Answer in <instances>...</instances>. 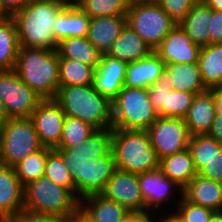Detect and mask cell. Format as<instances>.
Instances as JSON below:
<instances>
[{
    "label": "cell",
    "instance_id": "obj_1",
    "mask_svg": "<svg viewBox=\"0 0 222 222\" xmlns=\"http://www.w3.org/2000/svg\"><path fill=\"white\" fill-rule=\"evenodd\" d=\"M69 3L62 0H30L12 18L17 27L19 46L56 50L53 35L57 15Z\"/></svg>",
    "mask_w": 222,
    "mask_h": 222
},
{
    "label": "cell",
    "instance_id": "obj_2",
    "mask_svg": "<svg viewBox=\"0 0 222 222\" xmlns=\"http://www.w3.org/2000/svg\"><path fill=\"white\" fill-rule=\"evenodd\" d=\"M14 71L43 99H55L60 86L56 50L19 46Z\"/></svg>",
    "mask_w": 222,
    "mask_h": 222
},
{
    "label": "cell",
    "instance_id": "obj_3",
    "mask_svg": "<svg viewBox=\"0 0 222 222\" xmlns=\"http://www.w3.org/2000/svg\"><path fill=\"white\" fill-rule=\"evenodd\" d=\"M55 100L65 116L78 118L96 130L113 127L112 102L92 85L59 86Z\"/></svg>",
    "mask_w": 222,
    "mask_h": 222
},
{
    "label": "cell",
    "instance_id": "obj_4",
    "mask_svg": "<svg viewBox=\"0 0 222 222\" xmlns=\"http://www.w3.org/2000/svg\"><path fill=\"white\" fill-rule=\"evenodd\" d=\"M54 150L67 164L71 180L75 185V195L80 200L89 195L100 194L116 169L113 156L90 160L76 145L57 146Z\"/></svg>",
    "mask_w": 222,
    "mask_h": 222
},
{
    "label": "cell",
    "instance_id": "obj_5",
    "mask_svg": "<svg viewBox=\"0 0 222 222\" xmlns=\"http://www.w3.org/2000/svg\"><path fill=\"white\" fill-rule=\"evenodd\" d=\"M115 168L134 173L159 169V162L146 130L112 129V149Z\"/></svg>",
    "mask_w": 222,
    "mask_h": 222
},
{
    "label": "cell",
    "instance_id": "obj_6",
    "mask_svg": "<svg viewBox=\"0 0 222 222\" xmlns=\"http://www.w3.org/2000/svg\"><path fill=\"white\" fill-rule=\"evenodd\" d=\"M80 209V199L68 188L42 176L24 186V210L68 220Z\"/></svg>",
    "mask_w": 222,
    "mask_h": 222
},
{
    "label": "cell",
    "instance_id": "obj_7",
    "mask_svg": "<svg viewBox=\"0 0 222 222\" xmlns=\"http://www.w3.org/2000/svg\"><path fill=\"white\" fill-rule=\"evenodd\" d=\"M158 117L148 88L124 86L112 101V129L147 130Z\"/></svg>",
    "mask_w": 222,
    "mask_h": 222
},
{
    "label": "cell",
    "instance_id": "obj_8",
    "mask_svg": "<svg viewBox=\"0 0 222 222\" xmlns=\"http://www.w3.org/2000/svg\"><path fill=\"white\" fill-rule=\"evenodd\" d=\"M126 18L152 51L178 24L154 0H132Z\"/></svg>",
    "mask_w": 222,
    "mask_h": 222
},
{
    "label": "cell",
    "instance_id": "obj_9",
    "mask_svg": "<svg viewBox=\"0 0 222 222\" xmlns=\"http://www.w3.org/2000/svg\"><path fill=\"white\" fill-rule=\"evenodd\" d=\"M2 154L0 164L14 167L28 155L39 151L40 144L31 118H9L1 127Z\"/></svg>",
    "mask_w": 222,
    "mask_h": 222
},
{
    "label": "cell",
    "instance_id": "obj_10",
    "mask_svg": "<svg viewBox=\"0 0 222 222\" xmlns=\"http://www.w3.org/2000/svg\"><path fill=\"white\" fill-rule=\"evenodd\" d=\"M0 98L9 118H29L43 100L14 70L0 71Z\"/></svg>",
    "mask_w": 222,
    "mask_h": 222
},
{
    "label": "cell",
    "instance_id": "obj_11",
    "mask_svg": "<svg viewBox=\"0 0 222 222\" xmlns=\"http://www.w3.org/2000/svg\"><path fill=\"white\" fill-rule=\"evenodd\" d=\"M146 131L159 160L188 148L191 135L184 118L159 116Z\"/></svg>",
    "mask_w": 222,
    "mask_h": 222
},
{
    "label": "cell",
    "instance_id": "obj_12",
    "mask_svg": "<svg viewBox=\"0 0 222 222\" xmlns=\"http://www.w3.org/2000/svg\"><path fill=\"white\" fill-rule=\"evenodd\" d=\"M40 144L56 148L62 136L65 114L55 99H43L31 115Z\"/></svg>",
    "mask_w": 222,
    "mask_h": 222
},
{
    "label": "cell",
    "instance_id": "obj_13",
    "mask_svg": "<svg viewBox=\"0 0 222 222\" xmlns=\"http://www.w3.org/2000/svg\"><path fill=\"white\" fill-rule=\"evenodd\" d=\"M100 194L117 202L129 212L144 211V200L139 188L138 174L115 169Z\"/></svg>",
    "mask_w": 222,
    "mask_h": 222
},
{
    "label": "cell",
    "instance_id": "obj_14",
    "mask_svg": "<svg viewBox=\"0 0 222 222\" xmlns=\"http://www.w3.org/2000/svg\"><path fill=\"white\" fill-rule=\"evenodd\" d=\"M138 183L144 200V210L159 209L163 203L168 204L173 197V191L176 192L177 189V193L183 195L182 188L166 177L160 169L139 173Z\"/></svg>",
    "mask_w": 222,
    "mask_h": 222
},
{
    "label": "cell",
    "instance_id": "obj_15",
    "mask_svg": "<svg viewBox=\"0 0 222 222\" xmlns=\"http://www.w3.org/2000/svg\"><path fill=\"white\" fill-rule=\"evenodd\" d=\"M200 49L177 24L154 52L165 64L198 63Z\"/></svg>",
    "mask_w": 222,
    "mask_h": 222
},
{
    "label": "cell",
    "instance_id": "obj_16",
    "mask_svg": "<svg viewBox=\"0 0 222 222\" xmlns=\"http://www.w3.org/2000/svg\"><path fill=\"white\" fill-rule=\"evenodd\" d=\"M128 63L103 54L95 69L92 86L111 102L124 87Z\"/></svg>",
    "mask_w": 222,
    "mask_h": 222
},
{
    "label": "cell",
    "instance_id": "obj_17",
    "mask_svg": "<svg viewBox=\"0 0 222 222\" xmlns=\"http://www.w3.org/2000/svg\"><path fill=\"white\" fill-rule=\"evenodd\" d=\"M24 209V186L13 167L0 164V220L8 222Z\"/></svg>",
    "mask_w": 222,
    "mask_h": 222
},
{
    "label": "cell",
    "instance_id": "obj_18",
    "mask_svg": "<svg viewBox=\"0 0 222 222\" xmlns=\"http://www.w3.org/2000/svg\"><path fill=\"white\" fill-rule=\"evenodd\" d=\"M126 24V15L91 18L87 39L102 55L107 54Z\"/></svg>",
    "mask_w": 222,
    "mask_h": 222
},
{
    "label": "cell",
    "instance_id": "obj_19",
    "mask_svg": "<svg viewBox=\"0 0 222 222\" xmlns=\"http://www.w3.org/2000/svg\"><path fill=\"white\" fill-rule=\"evenodd\" d=\"M216 115L213 93L206 90L196 94L184 117L190 135L208 134Z\"/></svg>",
    "mask_w": 222,
    "mask_h": 222
},
{
    "label": "cell",
    "instance_id": "obj_20",
    "mask_svg": "<svg viewBox=\"0 0 222 222\" xmlns=\"http://www.w3.org/2000/svg\"><path fill=\"white\" fill-rule=\"evenodd\" d=\"M160 78L167 81L173 90L200 94L208 90L202 81L198 63L166 64Z\"/></svg>",
    "mask_w": 222,
    "mask_h": 222
},
{
    "label": "cell",
    "instance_id": "obj_21",
    "mask_svg": "<svg viewBox=\"0 0 222 222\" xmlns=\"http://www.w3.org/2000/svg\"><path fill=\"white\" fill-rule=\"evenodd\" d=\"M90 16L76 3L68 4L58 15L53 27V35L59 43L69 37H87Z\"/></svg>",
    "mask_w": 222,
    "mask_h": 222
},
{
    "label": "cell",
    "instance_id": "obj_22",
    "mask_svg": "<svg viewBox=\"0 0 222 222\" xmlns=\"http://www.w3.org/2000/svg\"><path fill=\"white\" fill-rule=\"evenodd\" d=\"M166 64L152 51L147 57L127 65L124 86L149 88L160 78Z\"/></svg>",
    "mask_w": 222,
    "mask_h": 222
},
{
    "label": "cell",
    "instance_id": "obj_23",
    "mask_svg": "<svg viewBox=\"0 0 222 222\" xmlns=\"http://www.w3.org/2000/svg\"><path fill=\"white\" fill-rule=\"evenodd\" d=\"M183 197L191 203L222 211V183L198 174L183 189Z\"/></svg>",
    "mask_w": 222,
    "mask_h": 222
},
{
    "label": "cell",
    "instance_id": "obj_24",
    "mask_svg": "<svg viewBox=\"0 0 222 222\" xmlns=\"http://www.w3.org/2000/svg\"><path fill=\"white\" fill-rule=\"evenodd\" d=\"M212 9L200 0L178 23L193 43L200 48L210 44L208 30Z\"/></svg>",
    "mask_w": 222,
    "mask_h": 222
},
{
    "label": "cell",
    "instance_id": "obj_25",
    "mask_svg": "<svg viewBox=\"0 0 222 222\" xmlns=\"http://www.w3.org/2000/svg\"><path fill=\"white\" fill-rule=\"evenodd\" d=\"M80 209L94 222H122L129 213L125 207L101 194L82 198Z\"/></svg>",
    "mask_w": 222,
    "mask_h": 222
},
{
    "label": "cell",
    "instance_id": "obj_26",
    "mask_svg": "<svg viewBox=\"0 0 222 222\" xmlns=\"http://www.w3.org/2000/svg\"><path fill=\"white\" fill-rule=\"evenodd\" d=\"M151 52L152 49L126 24L107 55L130 63L147 57Z\"/></svg>",
    "mask_w": 222,
    "mask_h": 222
},
{
    "label": "cell",
    "instance_id": "obj_27",
    "mask_svg": "<svg viewBox=\"0 0 222 222\" xmlns=\"http://www.w3.org/2000/svg\"><path fill=\"white\" fill-rule=\"evenodd\" d=\"M159 169L182 190L198 174L188 148L160 159Z\"/></svg>",
    "mask_w": 222,
    "mask_h": 222
},
{
    "label": "cell",
    "instance_id": "obj_28",
    "mask_svg": "<svg viewBox=\"0 0 222 222\" xmlns=\"http://www.w3.org/2000/svg\"><path fill=\"white\" fill-rule=\"evenodd\" d=\"M198 66L203 84L208 90L222 86V43L201 47Z\"/></svg>",
    "mask_w": 222,
    "mask_h": 222
},
{
    "label": "cell",
    "instance_id": "obj_29",
    "mask_svg": "<svg viewBox=\"0 0 222 222\" xmlns=\"http://www.w3.org/2000/svg\"><path fill=\"white\" fill-rule=\"evenodd\" d=\"M59 58H69L96 69L102 54L87 37H69L61 40L56 49Z\"/></svg>",
    "mask_w": 222,
    "mask_h": 222
},
{
    "label": "cell",
    "instance_id": "obj_30",
    "mask_svg": "<svg viewBox=\"0 0 222 222\" xmlns=\"http://www.w3.org/2000/svg\"><path fill=\"white\" fill-rule=\"evenodd\" d=\"M19 43L17 27L12 17L0 19V71L14 70Z\"/></svg>",
    "mask_w": 222,
    "mask_h": 222
},
{
    "label": "cell",
    "instance_id": "obj_31",
    "mask_svg": "<svg viewBox=\"0 0 222 222\" xmlns=\"http://www.w3.org/2000/svg\"><path fill=\"white\" fill-rule=\"evenodd\" d=\"M95 68L69 58H59L60 86L92 85Z\"/></svg>",
    "mask_w": 222,
    "mask_h": 222
},
{
    "label": "cell",
    "instance_id": "obj_32",
    "mask_svg": "<svg viewBox=\"0 0 222 222\" xmlns=\"http://www.w3.org/2000/svg\"><path fill=\"white\" fill-rule=\"evenodd\" d=\"M50 150L49 147H42L13 167L23 186L44 176L47 154Z\"/></svg>",
    "mask_w": 222,
    "mask_h": 222
},
{
    "label": "cell",
    "instance_id": "obj_33",
    "mask_svg": "<svg viewBox=\"0 0 222 222\" xmlns=\"http://www.w3.org/2000/svg\"><path fill=\"white\" fill-rule=\"evenodd\" d=\"M221 148L222 145L207 134L190 136L188 149L192 154L197 173Z\"/></svg>",
    "mask_w": 222,
    "mask_h": 222
},
{
    "label": "cell",
    "instance_id": "obj_34",
    "mask_svg": "<svg viewBox=\"0 0 222 222\" xmlns=\"http://www.w3.org/2000/svg\"><path fill=\"white\" fill-rule=\"evenodd\" d=\"M132 0H79L76 4L90 16L126 15Z\"/></svg>",
    "mask_w": 222,
    "mask_h": 222
},
{
    "label": "cell",
    "instance_id": "obj_35",
    "mask_svg": "<svg viewBox=\"0 0 222 222\" xmlns=\"http://www.w3.org/2000/svg\"><path fill=\"white\" fill-rule=\"evenodd\" d=\"M78 150L90 160H96L104 156H113L112 128L96 130L85 142L77 146Z\"/></svg>",
    "mask_w": 222,
    "mask_h": 222
},
{
    "label": "cell",
    "instance_id": "obj_36",
    "mask_svg": "<svg viewBox=\"0 0 222 222\" xmlns=\"http://www.w3.org/2000/svg\"><path fill=\"white\" fill-rule=\"evenodd\" d=\"M96 129L84 121L65 116L62 128V136L58 146H79L85 142Z\"/></svg>",
    "mask_w": 222,
    "mask_h": 222
},
{
    "label": "cell",
    "instance_id": "obj_37",
    "mask_svg": "<svg viewBox=\"0 0 222 222\" xmlns=\"http://www.w3.org/2000/svg\"><path fill=\"white\" fill-rule=\"evenodd\" d=\"M44 176L57 185L70 189L75 194V185L71 180L69 168L54 149L47 154Z\"/></svg>",
    "mask_w": 222,
    "mask_h": 222
},
{
    "label": "cell",
    "instance_id": "obj_38",
    "mask_svg": "<svg viewBox=\"0 0 222 222\" xmlns=\"http://www.w3.org/2000/svg\"><path fill=\"white\" fill-rule=\"evenodd\" d=\"M176 212L169 215L177 222H209L214 210L187 201L179 194Z\"/></svg>",
    "mask_w": 222,
    "mask_h": 222
},
{
    "label": "cell",
    "instance_id": "obj_39",
    "mask_svg": "<svg viewBox=\"0 0 222 222\" xmlns=\"http://www.w3.org/2000/svg\"><path fill=\"white\" fill-rule=\"evenodd\" d=\"M195 95V93L172 89L168 93L167 106H164V117L184 118Z\"/></svg>",
    "mask_w": 222,
    "mask_h": 222
},
{
    "label": "cell",
    "instance_id": "obj_40",
    "mask_svg": "<svg viewBox=\"0 0 222 222\" xmlns=\"http://www.w3.org/2000/svg\"><path fill=\"white\" fill-rule=\"evenodd\" d=\"M172 89L173 87L161 78H158L156 82L148 88V96L152 107L160 117H164V106H167L168 93H170Z\"/></svg>",
    "mask_w": 222,
    "mask_h": 222
},
{
    "label": "cell",
    "instance_id": "obj_41",
    "mask_svg": "<svg viewBox=\"0 0 222 222\" xmlns=\"http://www.w3.org/2000/svg\"><path fill=\"white\" fill-rule=\"evenodd\" d=\"M174 21L179 23L200 0H154Z\"/></svg>",
    "mask_w": 222,
    "mask_h": 222
},
{
    "label": "cell",
    "instance_id": "obj_42",
    "mask_svg": "<svg viewBox=\"0 0 222 222\" xmlns=\"http://www.w3.org/2000/svg\"><path fill=\"white\" fill-rule=\"evenodd\" d=\"M198 175L222 183V148L206 163Z\"/></svg>",
    "mask_w": 222,
    "mask_h": 222
},
{
    "label": "cell",
    "instance_id": "obj_43",
    "mask_svg": "<svg viewBox=\"0 0 222 222\" xmlns=\"http://www.w3.org/2000/svg\"><path fill=\"white\" fill-rule=\"evenodd\" d=\"M8 222H66V220L55 216L33 213L23 209Z\"/></svg>",
    "mask_w": 222,
    "mask_h": 222
},
{
    "label": "cell",
    "instance_id": "obj_44",
    "mask_svg": "<svg viewBox=\"0 0 222 222\" xmlns=\"http://www.w3.org/2000/svg\"><path fill=\"white\" fill-rule=\"evenodd\" d=\"M208 24L210 44L222 43V11L212 10V18Z\"/></svg>",
    "mask_w": 222,
    "mask_h": 222
},
{
    "label": "cell",
    "instance_id": "obj_45",
    "mask_svg": "<svg viewBox=\"0 0 222 222\" xmlns=\"http://www.w3.org/2000/svg\"><path fill=\"white\" fill-rule=\"evenodd\" d=\"M27 2V0H1L2 18L12 17L21 10Z\"/></svg>",
    "mask_w": 222,
    "mask_h": 222
},
{
    "label": "cell",
    "instance_id": "obj_46",
    "mask_svg": "<svg viewBox=\"0 0 222 222\" xmlns=\"http://www.w3.org/2000/svg\"><path fill=\"white\" fill-rule=\"evenodd\" d=\"M150 212V210L129 212L122 222H160L157 217L155 218L157 221L153 219Z\"/></svg>",
    "mask_w": 222,
    "mask_h": 222
},
{
    "label": "cell",
    "instance_id": "obj_47",
    "mask_svg": "<svg viewBox=\"0 0 222 222\" xmlns=\"http://www.w3.org/2000/svg\"><path fill=\"white\" fill-rule=\"evenodd\" d=\"M207 135L215 138L222 145V119L219 115H216Z\"/></svg>",
    "mask_w": 222,
    "mask_h": 222
},
{
    "label": "cell",
    "instance_id": "obj_48",
    "mask_svg": "<svg viewBox=\"0 0 222 222\" xmlns=\"http://www.w3.org/2000/svg\"><path fill=\"white\" fill-rule=\"evenodd\" d=\"M209 90L213 93L216 113L222 119V86L214 87Z\"/></svg>",
    "mask_w": 222,
    "mask_h": 222
},
{
    "label": "cell",
    "instance_id": "obj_49",
    "mask_svg": "<svg viewBox=\"0 0 222 222\" xmlns=\"http://www.w3.org/2000/svg\"><path fill=\"white\" fill-rule=\"evenodd\" d=\"M66 222H94L81 209L74 213Z\"/></svg>",
    "mask_w": 222,
    "mask_h": 222
},
{
    "label": "cell",
    "instance_id": "obj_50",
    "mask_svg": "<svg viewBox=\"0 0 222 222\" xmlns=\"http://www.w3.org/2000/svg\"><path fill=\"white\" fill-rule=\"evenodd\" d=\"M213 11H222V0H202Z\"/></svg>",
    "mask_w": 222,
    "mask_h": 222
},
{
    "label": "cell",
    "instance_id": "obj_51",
    "mask_svg": "<svg viewBox=\"0 0 222 222\" xmlns=\"http://www.w3.org/2000/svg\"><path fill=\"white\" fill-rule=\"evenodd\" d=\"M9 119L4 103L0 98V127Z\"/></svg>",
    "mask_w": 222,
    "mask_h": 222
},
{
    "label": "cell",
    "instance_id": "obj_52",
    "mask_svg": "<svg viewBox=\"0 0 222 222\" xmlns=\"http://www.w3.org/2000/svg\"><path fill=\"white\" fill-rule=\"evenodd\" d=\"M209 222H222V211H215L212 214Z\"/></svg>",
    "mask_w": 222,
    "mask_h": 222
},
{
    "label": "cell",
    "instance_id": "obj_53",
    "mask_svg": "<svg viewBox=\"0 0 222 222\" xmlns=\"http://www.w3.org/2000/svg\"><path fill=\"white\" fill-rule=\"evenodd\" d=\"M164 218H163V217ZM160 218V222H177L176 220H174L170 215L166 214V215H162Z\"/></svg>",
    "mask_w": 222,
    "mask_h": 222
},
{
    "label": "cell",
    "instance_id": "obj_54",
    "mask_svg": "<svg viewBox=\"0 0 222 222\" xmlns=\"http://www.w3.org/2000/svg\"><path fill=\"white\" fill-rule=\"evenodd\" d=\"M1 154H2V131L0 128V161H1Z\"/></svg>",
    "mask_w": 222,
    "mask_h": 222
},
{
    "label": "cell",
    "instance_id": "obj_55",
    "mask_svg": "<svg viewBox=\"0 0 222 222\" xmlns=\"http://www.w3.org/2000/svg\"><path fill=\"white\" fill-rule=\"evenodd\" d=\"M62 1H65V2H67V3H69V4H75L76 2H78L79 0H62Z\"/></svg>",
    "mask_w": 222,
    "mask_h": 222
},
{
    "label": "cell",
    "instance_id": "obj_56",
    "mask_svg": "<svg viewBox=\"0 0 222 222\" xmlns=\"http://www.w3.org/2000/svg\"><path fill=\"white\" fill-rule=\"evenodd\" d=\"M2 18V4H1V0H0V19Z\"/></svg>",
    "mask_w": 222,
    "mask_h": 222
}]
</instances>
